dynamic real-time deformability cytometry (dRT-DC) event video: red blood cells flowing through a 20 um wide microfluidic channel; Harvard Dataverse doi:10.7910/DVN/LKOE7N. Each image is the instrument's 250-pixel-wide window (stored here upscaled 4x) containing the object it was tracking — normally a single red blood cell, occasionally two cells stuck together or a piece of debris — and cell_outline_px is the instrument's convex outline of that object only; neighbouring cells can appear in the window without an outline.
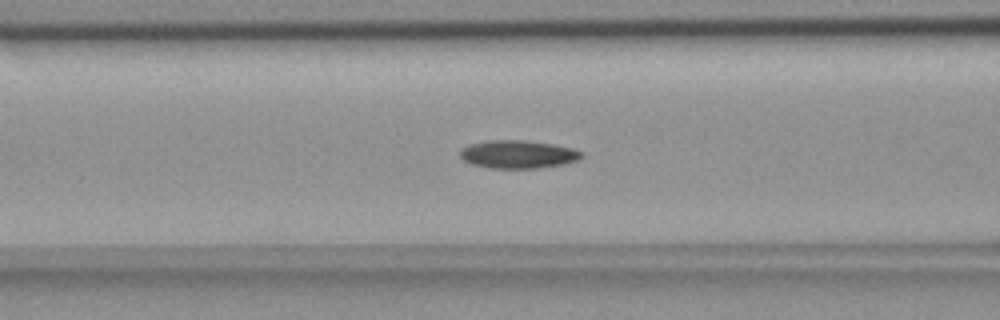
{"species": "common noctule bat (a hibernating species)", "species_latin": "Nyctalus noctula", "temperature_condition": "room temperature", "stored_images_in_passage": 55, "camera_frame_rate_fps": 3000, "um_per_image_px": 0.085, "animal": {"sex": "female", "body_mass_g": 18.4}, "frame": {"image": 1, "passage_image": 22, "time_ms": 7.0, "image_size_px": [1000, 320], "cell_outline_px": [[584, 156], [580, 160], [564, 164], [536, 168], [488, 168], [472, 164], [464, 160], [460, 156], [460, 148], [468, 144], [488, 140], [524, 140], [552, 144], [572, 148], [584, 152]], "centroid_in_image_um": [44.04, 13.11], "position_along_channel_um": 122.6, "area_um2": 20.06}}
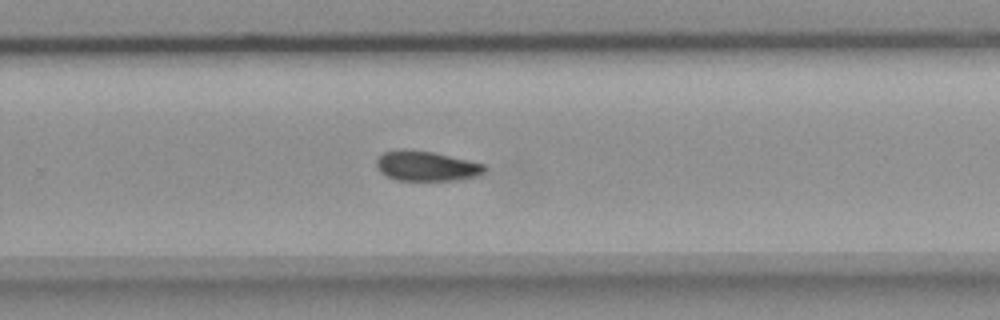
{"frame": {"image": 2, "passage_image": 36, "time_ms": 11.667, "image_size_px": [1000, 320], "cell_outline_px": [[488, 168], [480, 176], [456, 180], [396, 180], [380, 172], [376, 164], [376, 160], [384, 152], [400, 148], [404, 148], [432, 152], [468, 160], [484, 164]], "centroid_in_image_um": [36.26, 14.11], "position_along_channel_um": 293.5, "area_um2": 18.96}}
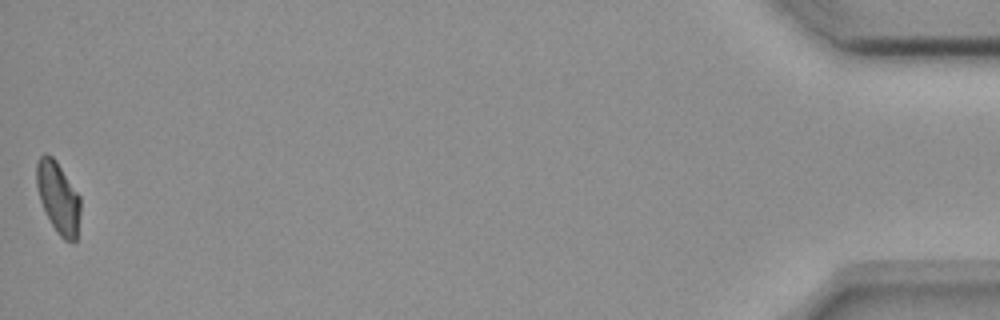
{"frame": {"image": 3, "passage_image": 55, "time_ms": 18.0, "image_size_px": [1000, 320], "cell_outline_px": [[80, 212], [76, 240], [72, 244], [64, 240], [56, 232], [40, 200], [36, 184], [36, 164], [40, 156], [44, 152], [52, 156], [56, 160], [80, 196]], "centroid_in_image_um": [4.95, 16.79], "position_along_channel_um": 430.3, "area_um2": 18.26}, "authors_computed_cell_mechanics": {"area_um2": 19.074, "velocity_mm_per_s": 3.6751, "shape_relaxation_time_tau1_ms": 8.1968, "shape_relaxation_time_tau2_ms": null, "deformation_change_tau1": 0.158, "deformation_change_tau2": null}}